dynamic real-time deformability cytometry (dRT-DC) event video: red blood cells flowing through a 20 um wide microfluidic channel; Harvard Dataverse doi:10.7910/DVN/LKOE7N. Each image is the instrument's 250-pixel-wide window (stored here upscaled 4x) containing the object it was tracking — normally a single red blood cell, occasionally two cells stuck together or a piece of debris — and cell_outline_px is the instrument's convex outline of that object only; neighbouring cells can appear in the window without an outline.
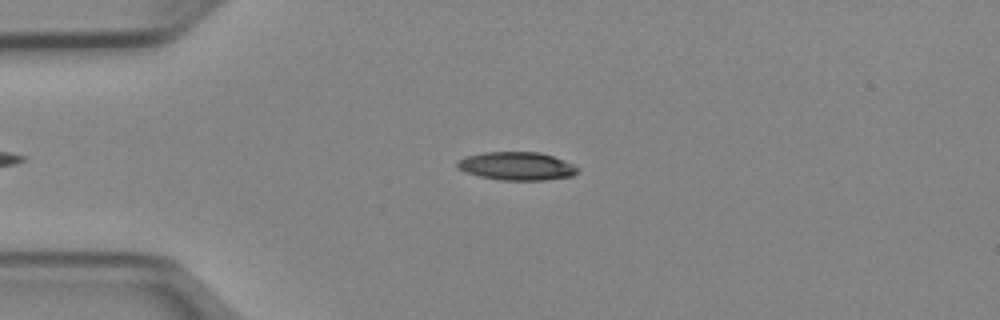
{"species": "Egyptian fruit bat (a non-hibernating species)", "species_latin": "Rousettus aegyptiacus", "temperature_condition": "cold", "stored_images_in_passage": 46, "camera_frame_rate_fps": 3000, "um_per_image_px": 0.085, "animal": {"sex": "female"}, "frame": {"image": 1, "passage_image": 12, "time_ms": 3.667, "image_size_px": [1000, 320], "cell_outline_px": [[580, 172], [572, 176], [544, 180], [500, 180], [480, 176], [464, 172], [456, 168], [456, 160], [468, 156], [484, 152], [540, 152], [552, 156], [572, 164], [580, 168]], "centroid_in_image_um": [43.91, 14.12], "position_along_channel_um": 41.1, "area_um2": 19.88}}
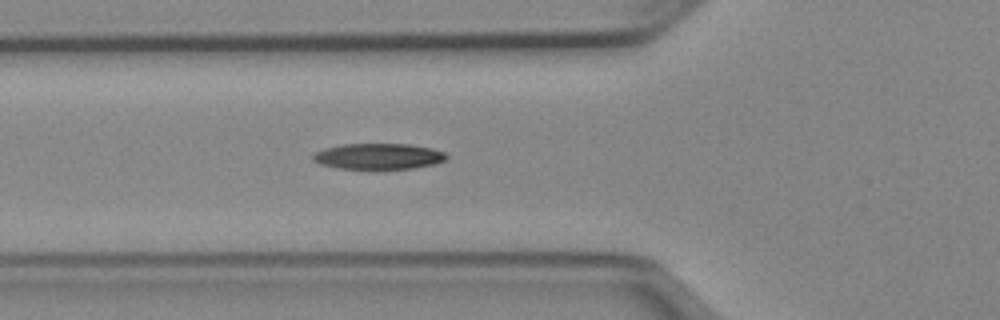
{"frame": {"image": 2, "passage_image": 18, "time_ms": 5.667, "image_size_px": [1000, 320], "cell_outline_px": [[448, 156], [444, 160], [436, 164], [412, 168], [336, 168], [320, 164], [312, 160], [312, 156], [316, 152], [324, 148], [340, 144], [408, 144], [432, 148], [444, 152]], "centroid_in_image_um": [32.15, 13.28], "position_along_channel_um": 93.6, "area_um2": 20.0}}
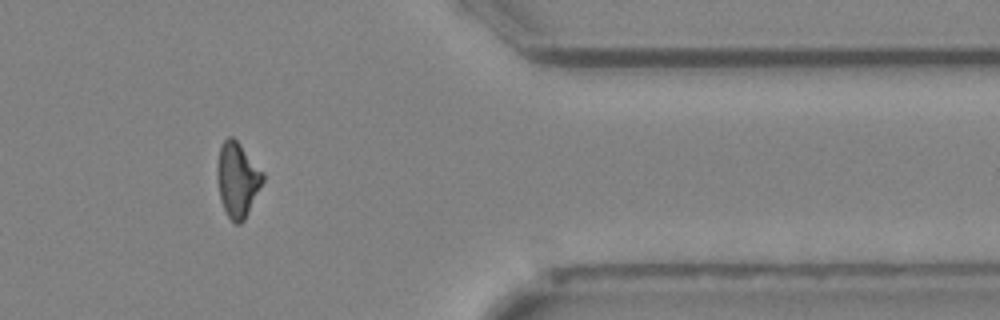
{"frame": {"image": 3, "passage_image": 42, "time_ms": 13.667, "image_size_px": [1000, 320], "cell_outline_px": [[264, 180], [244, 220], [240, 224], [236, 224], [228, 216], [220, 200], [216, 176], [216, 168], [220, 148], [224, 140], [228, 136], [232, 136], [240, 144], [264, 172]], "centroid_in_image_um": [20.17, 15.26], "position_along_channel_um": 391.2, "area_um2": 19.83}, "authors_computed_cell_mechanics": {"area_um2": 19.941, "velocity_mm_per_s": 3.977, "shape_relaxation_time_tau1_ms": 5.5358, "shape_relaxation_time_tau2_ms": 7.9224, "deformation_change_tau1": 0.1815, "deformation_change_tau2": 0.1906}}